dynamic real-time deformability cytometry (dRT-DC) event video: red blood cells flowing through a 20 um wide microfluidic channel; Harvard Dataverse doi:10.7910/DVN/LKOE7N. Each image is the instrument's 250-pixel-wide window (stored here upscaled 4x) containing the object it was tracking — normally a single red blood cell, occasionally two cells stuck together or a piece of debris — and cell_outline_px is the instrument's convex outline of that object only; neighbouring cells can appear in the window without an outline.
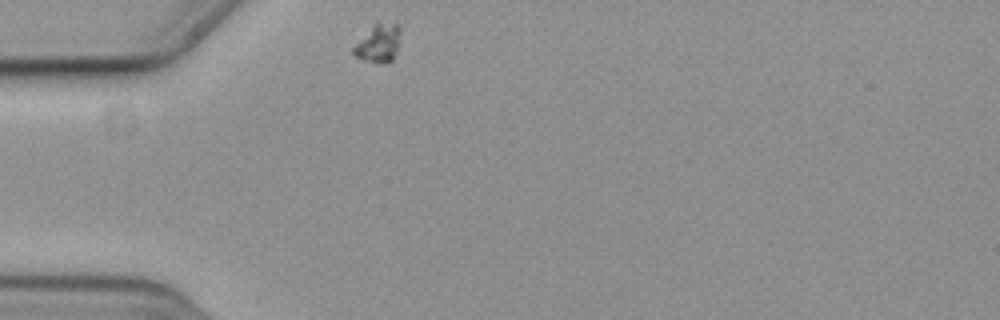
{"species": "common noctule bat (a hibernating species)", "species_latin": "Nyctalus noctula", "temperature_condition": "cold", "stored_images_in_passage": 36, "camera_frame_rate_fps": 3000, "um_per_image_px": 0.085, "animal": {"sex": "female", "body_mass_g": 19.3, "forearm_length_mm": 54.1}, "frame": {"image": 1, "passage_image": 1, "time_ms": 0.0, "image_size_px": [1000, 320], "cell_outline_px": [[400, 32], [396, 48], [392, 60], [372, 60], [356, 56], [352, 52], [352, 48], [372, 24], [376, 20], [396, 20], [400, 24]], "centroid_in_image_um": [32.19, 3.49], "position_along_channel_um": 52.8, "area_um2": 10.29}}